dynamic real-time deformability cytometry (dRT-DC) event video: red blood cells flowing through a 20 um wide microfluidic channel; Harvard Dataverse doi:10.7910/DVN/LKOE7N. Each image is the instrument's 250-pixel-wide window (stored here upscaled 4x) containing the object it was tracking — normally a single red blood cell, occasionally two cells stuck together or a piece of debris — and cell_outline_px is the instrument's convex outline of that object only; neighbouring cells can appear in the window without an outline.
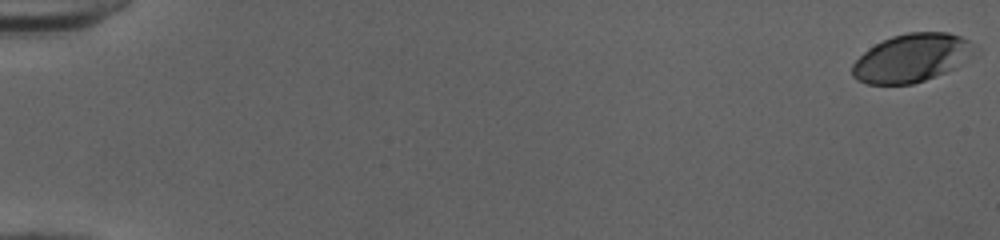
{"species": "human", "species_latin": "Homo sapiens", "temperature_condition": "cold", "stored_images_in_passage": 52, "camera_frame_rate_fps": 3000, "um_per_image_px": 0.085, "donor": {"sex": "female"}, "frame": {"image": 1, "passage_image": 1, "time_ms": 0.0, "image_size_px": [1000, 240], "cell_outline_px": [[980, 52], [956, 68], [924, 80], [912, 84], [868, 84], [856, 80], [852, 76], [852, 64], [868, 48], [892, 36], [908, 32], [948, 32], [960, 36], [968, 40], [980, 48]], "centroid_in_image_um": [77.56, 4.92], "position_along_channel_um": 7.4, "area_um2": 34.8}}
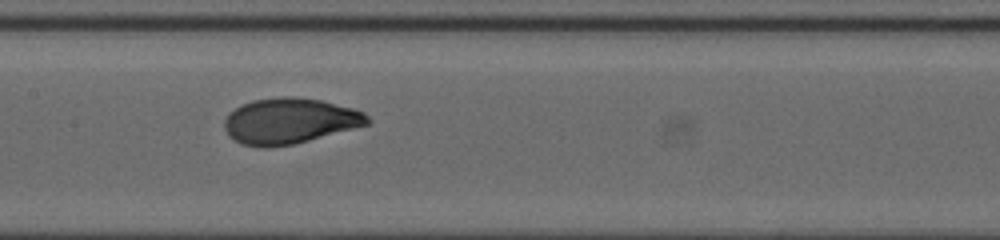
{"frame": {"image": 2, "passage_image": 28, "time_ms": 9.0, "image_size_px": [1000, 240], "cell_outline_px": [[372, 120], [368, 124], [308, 140], [292, 144], [268, 148], [260, 148], [240, 144], [228, 136], [224, 128], [224, 120], [228, 112], [252, 100], [284, 96], [296, 96], [320, 100], [352, 108], [364, 112]], "centroid_in_image_um": [24.57, 10.28], "position_along_channel_um": 182.8, "area_um2": 38.09}}
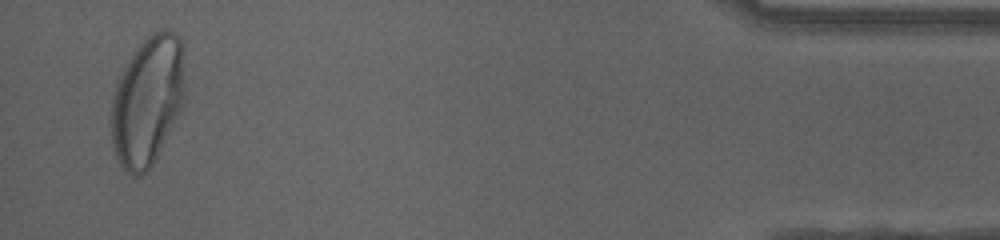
{"frame": {"image": 3, "passage_image": 51, "time_ms": 16.667, "image_size_px": [1000, 240], "cell_outline_px": [[184, 104], [152, 164], [140, 176], [132, 176], [120, 164], [112, 148], [112, 96], [116, 80], [128, 60], [136, 48], [152, 32], [160, 28], [168, 28], [176, 32], [180, 36], [184, 48]], "centroid_in_image_um": [12.56, 8.49], "position_along_channel_um": 422.6, "area_um2": 56.01}, "authors_computed_cell_mechanics": {"area_um2": 37.1654, "velocity_mm_per_s": 4.0388, "shape_relaxation_time_tau1_ms": 3.7283, "shape_relaxation_time_tau2_ms": null, "deformation_change_tau1": 0.1798, "deformation_change_tau2": null}}